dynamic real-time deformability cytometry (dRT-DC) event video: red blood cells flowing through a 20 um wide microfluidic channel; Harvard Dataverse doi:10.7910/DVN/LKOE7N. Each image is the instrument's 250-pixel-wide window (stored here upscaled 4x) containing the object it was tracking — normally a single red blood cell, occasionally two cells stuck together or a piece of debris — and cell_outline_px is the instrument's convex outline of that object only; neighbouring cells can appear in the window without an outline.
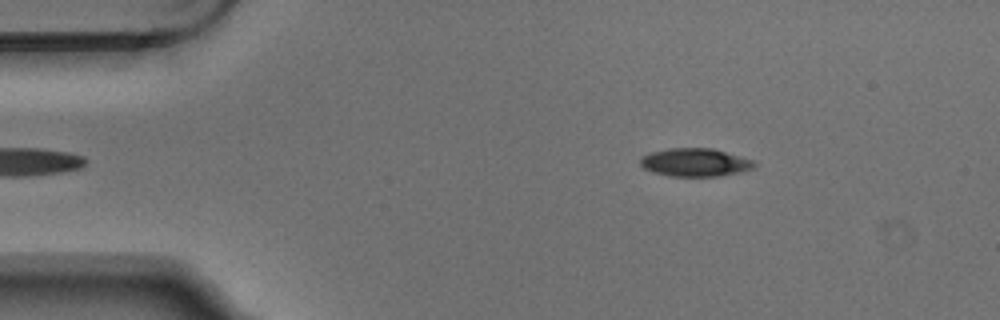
{"species": "Egyptian fruit bat (a non-hibernating species)", "species_latin": "Rousettus aegyptiacus", "temperature_condition": "warm", "stored_images_in_passage": 6, "camera_frame_rate_fps": 3000, "um_per_image_px": 0.085, "animal": {"sex": "male"}, "frame": {"image": 1, "passage_image": 6, "time_ms": 1.667, "image_size_px": [1000, 320], "cell_outline_px": [[756, 164], [752, 168], [740, 172], [720, 176], [668, 176], [652, 172], [644, 168], [640, 164], [640, 156], [652, 152], [668, 148], [712, 148], [756, 160]], "centroid_in_image_um": [59.08, 13.8], "position_along_channel_um": 25.9, "area_um2": 18.84}}